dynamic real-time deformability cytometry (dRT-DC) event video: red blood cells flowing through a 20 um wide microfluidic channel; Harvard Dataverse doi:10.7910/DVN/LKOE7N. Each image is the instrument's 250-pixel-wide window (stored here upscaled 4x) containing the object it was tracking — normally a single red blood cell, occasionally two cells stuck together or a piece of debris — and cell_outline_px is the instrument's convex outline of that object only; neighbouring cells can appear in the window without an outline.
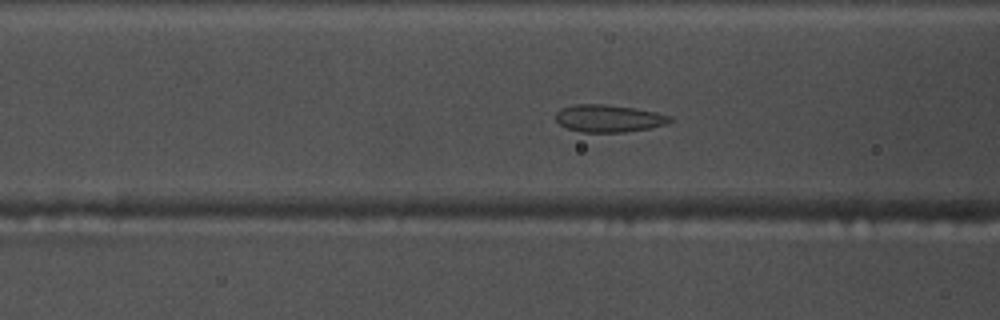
{"species": "common noctule bat (a hibernating species)", "species_latin": "Nyctalus noctula", "temperature_condition": "warm", "stored_images_in_passage": 57, "camera_frame_rate_fps": 3000, "um_per_image_px": 0.085, "animal": {"sex": "male", "body_mass_g": 17.5, "forearm_length_mm": 52.3}, "frame": {"image": 1, "passage_image": 22, "time_ms": 7.0, "image_size_px": [1000, 320], "cell_outline_px": [[672, 120], [668, 124], [648, 128], [624, 132], [580, 132], [568, 128], [560, 124], [556, 120], [556, 112], [560, 108], [576, 104], [604, 104], [636, 108], [656, 112], [672, 116]], "centroid_in_image_um": [51.75, 10.06], "position_along_channel_um": 114.9, "area_um2": 18.26}}
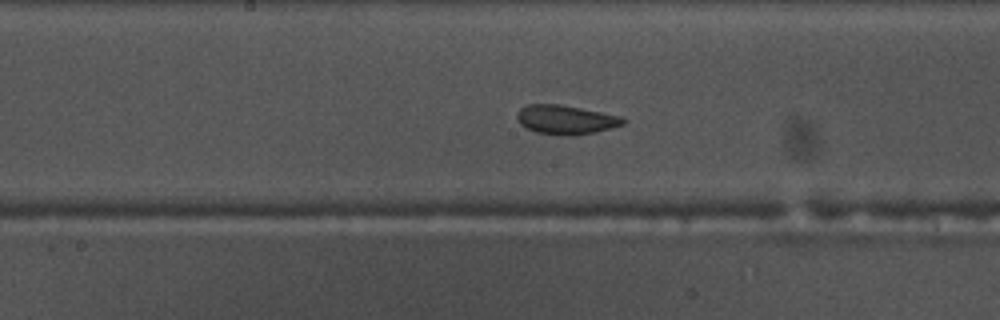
{"frame": {"image": 2, "passage_image": 29, "time_ms": 9.333, "image_size_px": [1000, 320], "cell_outline_px": [[628, 120], [624, 124], [612, 128], [596, 132], [576, 136], [560, 136], [536, 132], [520, 124], [516, 116], [516, 112], [520, 108], [528, 104], [560, 104], [620, 116]], "centroid_in_image_um": [48.09, 10.18], "position_along_channel_um": 200.1, "area_um2": 18.21}}
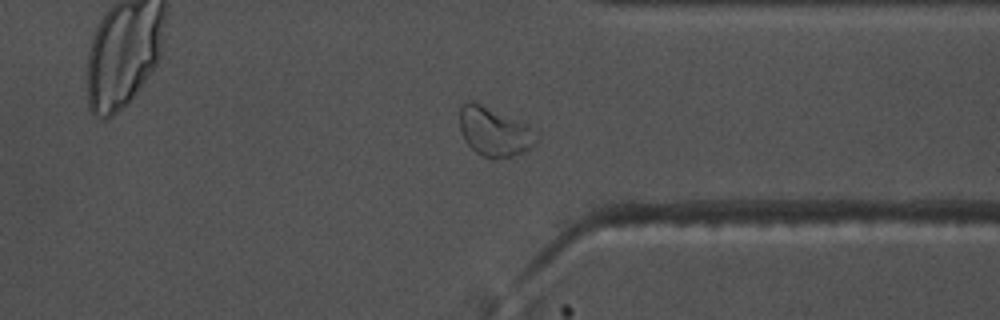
{"frame": {"image": 3, "passage_image": 43, "time_ms": 14.0, "image_size_px": [1000, 320], "cell_outline_px": [[536, 144], [512, 156], [492, 160], [476, 152], [464, 140], [460, 128], [456, 108], [460, 104], [468, 100], [472, 100], [524, 124], [536, 136]], "centroid_in_image_um": [41.88, 11.18], "position_along_channel_um": 369.5, "area_um2": 21.62}, "authors_computed_cell_mechanics": {"area_um2": 20.808, "velocity_mm_per_s": 3.6703, "shape_relaxation_time_tau1_ms": 4.6828, "shape_relaxation_time_tau2_ms": null, "deformation_change_tau1": 0.1134, "deformation_change_tau2": null}}